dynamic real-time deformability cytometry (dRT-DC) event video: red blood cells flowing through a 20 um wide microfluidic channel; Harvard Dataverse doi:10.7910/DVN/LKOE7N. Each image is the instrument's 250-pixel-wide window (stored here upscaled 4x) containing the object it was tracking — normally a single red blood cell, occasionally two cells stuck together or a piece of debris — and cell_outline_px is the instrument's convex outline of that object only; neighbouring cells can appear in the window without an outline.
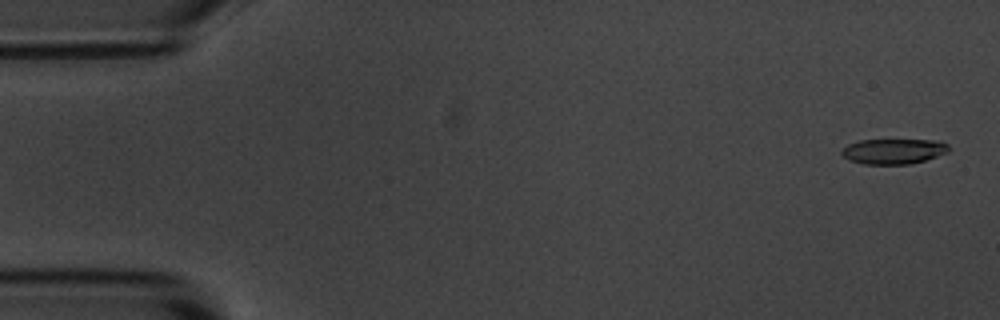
{"species": "common noctule bat (a hibernating species)", "species_latin": "Nyctalus noctula", "temperature_condition": "room temperature", "stored_images_in_passage": 5, "camera_frame_rate_fps": 3000, "um_per_image_px": 0.085, "animal": {"sex": "male", "body_mass_g": 20.1, "forearm_length_mm": 53.5}, "frame": {"image": 1, "passage_image": 1, "time_ms": 0.0, "image_size_px": [1000, 320], "cell_outline_px": [[948, 152], [924, 160], [908, 164], [864, 164], [848, 160], [840, 156], [840, 152], [848, 144], [860, 140], [940, 140], [948, 144]], "centroid_in_image_um": [75.91, 12.86], "position_along_channel_um": 9.1, "area_um2": 15.78}}